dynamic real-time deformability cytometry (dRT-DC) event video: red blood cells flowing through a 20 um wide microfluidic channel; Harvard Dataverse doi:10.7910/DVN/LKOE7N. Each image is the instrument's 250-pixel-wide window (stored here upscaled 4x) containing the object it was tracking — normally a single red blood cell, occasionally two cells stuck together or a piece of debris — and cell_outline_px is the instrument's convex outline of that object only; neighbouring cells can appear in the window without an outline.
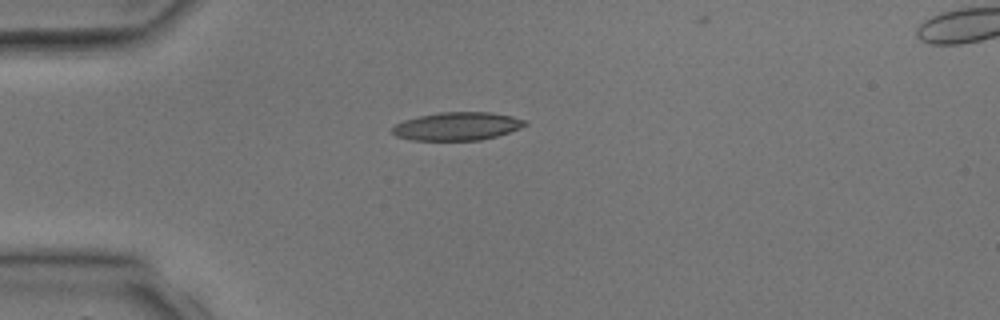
{"species": "common noctule bat (a hibernating species)", "species_latin": "Nyctalus noctula", "temperature_condition": "room temperature", "stored_images_in_passage": 4, "camera_frame_rate_fps": 3000, "um_per_image_px": 0.085, "animal": {"sex": "male", "body_mass_g": 17.9, "forearm_length_mm": 54.2}, "frame": {"image": 1, "passage_image": 3, "time_ms": 2.667, "image_size_px": [1000, 320], "cell_outline_px": [[528, 124], [520, 128], [496, 136], [480, 140], [412, 140], [396, 136], [392, 132], [392, 128], [396, 124], [404, 120], [420, 116], [440, 112], [492, 112], [512, 116], [528, 120]], "centroid_in_image_um": [38.89, 10.72], "position_along_channel_um": 46.1, "area_um2": 21.73}}